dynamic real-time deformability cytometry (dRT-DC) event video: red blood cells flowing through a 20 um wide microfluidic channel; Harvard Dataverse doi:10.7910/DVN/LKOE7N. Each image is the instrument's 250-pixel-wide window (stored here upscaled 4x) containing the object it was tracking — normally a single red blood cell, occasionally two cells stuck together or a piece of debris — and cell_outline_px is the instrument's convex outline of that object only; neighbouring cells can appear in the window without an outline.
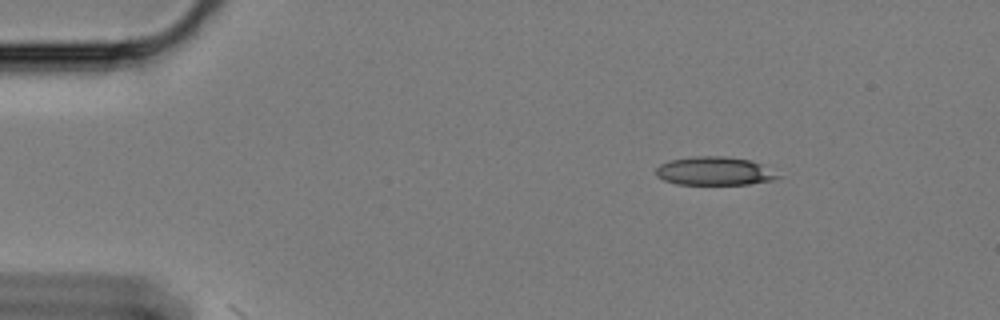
{"species": "Egyptian fruit bat (a non-hibernating species)", "species_latin": "Rousettus aegyptiacus", "temperature_condition": "cold", "stored_images_in_passage": 2, "camera_frame_rate_fps": 3000, "um_per_image_px": 0.085, "animal": {"sex": "female"}, "frame": {"image": 1, "passage_image": 1, "time_ms": 0.0, "image_size_px": [1000, 320], "cell_outline_px": [[780, 176], [772, 180], [748, 184], [676, 184], [664, 180], [656, 176], [656, 168], [660, 164], [672, 160], [692, 156], [724, 156], [752, 160], [760, 164]], "centroid_in_image_um": [60.68, 14.53], "position_along_channel_um": 24.3, "area_um2": 20.0}}